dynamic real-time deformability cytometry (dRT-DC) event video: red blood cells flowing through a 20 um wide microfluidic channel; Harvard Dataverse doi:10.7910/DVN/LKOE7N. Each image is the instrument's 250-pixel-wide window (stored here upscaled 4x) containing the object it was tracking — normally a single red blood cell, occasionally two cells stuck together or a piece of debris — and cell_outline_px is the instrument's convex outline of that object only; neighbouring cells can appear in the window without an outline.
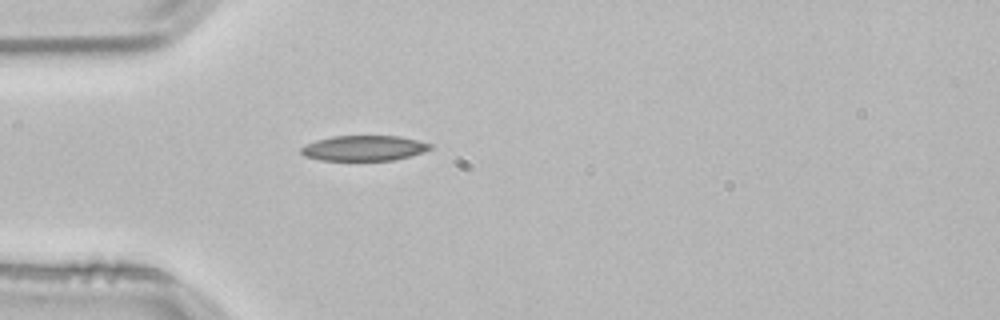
{"species": "common noctule bat (a hibernating species)", "species_latin": "Nyctalus noctula", "temperature_condition": "room temperature", "stored_images_in_passage": 39, "camera_frame_rate_fps": 3000, "um_per_image_px": 0.085, "animal": {"sex": "male", "body_mass_g": 21.5, "forearm_length_mm": 52.0}, "frame": {"image": 1, "passage_image": 1, "time_ms": 0.0, "image_size_px": [1000, 320], "cell_outline_px": [[432, 148], [396, 160], [320, 160], [304, 156], [300, 152], [300, 148], [304, 144], [316, 140], [332, 136], [400, 136], [432, 144]], "centroid_in_image_um": [30.87, 12.59], "position_along_channel_um": 54.1, "area_um2": 18.96}}
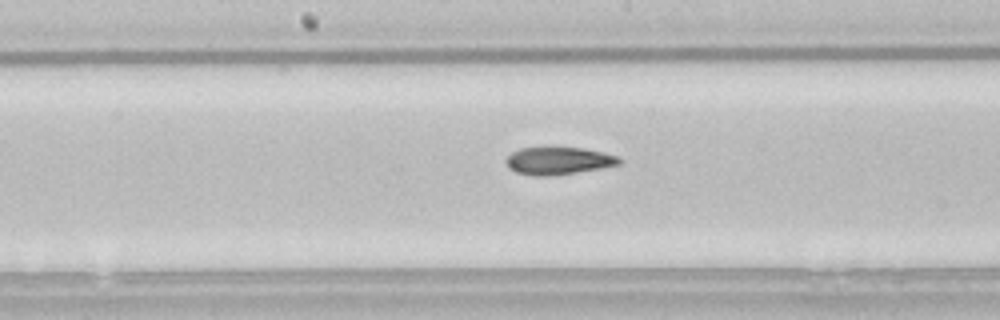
{"frame": {"image": 2, "passage_image": 13, "time_ms": 4.0, "image_size_px": [1000, 320], "cell_outline_px": [[620, 164], [600, 168], [576, 172], [548, 176], [536, 176], [516, 172], [508, 168], [508, 156], [512, 152], [520, 148], [548, 144], [556, 144], [584, 148], [604, 152], [616, 156], [620, 160]], "centroid_in_image_um": [47.43, 13.6], "position_along_channel_um": 200.8, "area_um2": 18.79}}
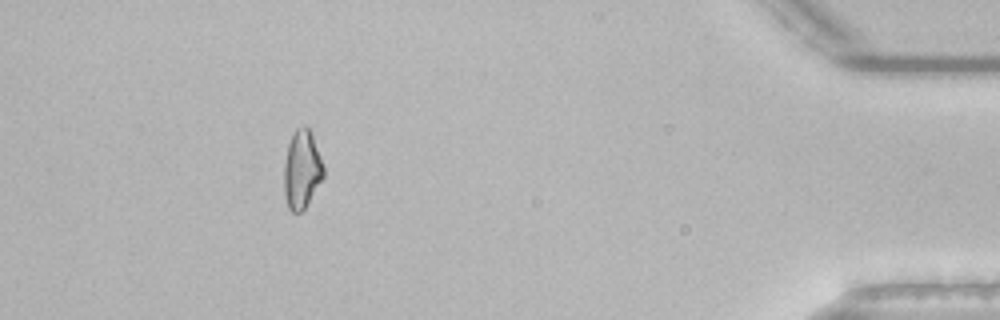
{"frame": {"image": 3, "passage_image": 34, "time_ms": 11.0, "image_size_px": [1000, 320], "cell_outline_px": [[324, 176], [308, 204], [300, 212], [292, 212], [288, 208], [284, 196], [284, 164], [288, 144], [296, 128], [304, 124], [308, 128], [312, 136], [324, 168]], "centroid_in_image_um": [25.64, 14.44], "position_along_channel_um": 409.6, "area_um2": 17.92}, "authors_computed_cell_mechanics": {"area_um2": 18.207, "velocity_mm_per_s": 3.8237, "shape_relaxation_time_tau1_ms": 9.4589, "shape_relaxation_time_tau2_ms": 2.9578, "deformation_change_tau1": 0.1983, "deformation_change_tau2": 0.0976}}